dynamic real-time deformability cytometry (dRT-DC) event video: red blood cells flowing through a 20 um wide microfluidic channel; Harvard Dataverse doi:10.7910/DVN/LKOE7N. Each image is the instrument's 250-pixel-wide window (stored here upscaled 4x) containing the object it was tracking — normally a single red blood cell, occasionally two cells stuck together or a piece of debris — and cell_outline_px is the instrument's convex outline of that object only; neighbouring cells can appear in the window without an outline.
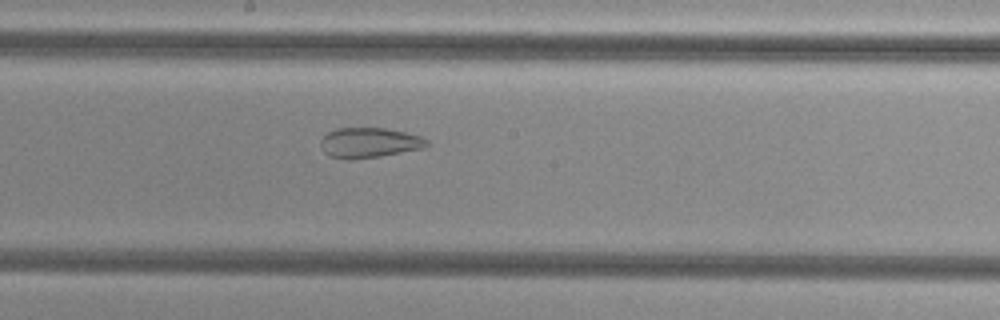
{"species": "common noctule bat (a hibernating species)", "species_latin": "Nyctalus noctula", "temperature_condition": "cold", "stored_images_in_passage": 36, "camera_frame_rate_fps": 3000, "um_per_image_px": 0.085, "animal": {"sex": "female", "body_mass_g": 29.2, "forearm_length_mm": 56.3}, "frame": {"image": 1, "passage_image": 16, "time_ms": 5.0, "image_size_px": [1000, 320], "cell_outline_px": [[428, 144], [424, 148], [380, 156], [348, 160], [328, 156], [324, 152], [320, 144], [320, 140], [328, 132], [336, 128], [384, 128], [404, 132], [420, 136], [428, 140]], "centroid_in_image_um": [31.35, 12.13], "position_along_channel_um": 216.8, "area_um2": 18.61}}
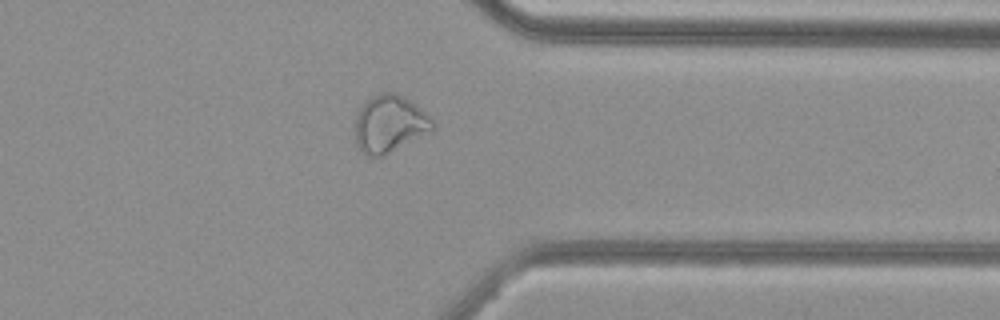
{"frame": {"image": 2, "passage_image": 29, "time_ms": 9.333, "image_size_px": [1000, 320], "cell_outline_px": [[436, 128], [380, 156], [364, 156], [356, 144], [356, 112], [372, 96], [380, 92], [396, 92], [404, 96], [420, 108], [436, 124]], "centroid_in_image_um": [33.09, 10.5], "position_along_channel_um": 378.3, "area_um2": 25.43}}
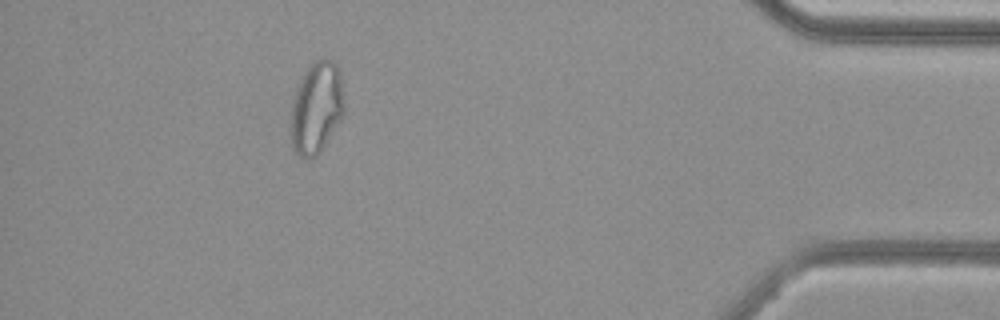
{"frame": {"image": 3, "passage_image": 35, "time_ms": 11.333, "image_size_px": [1000, 320], "cell_outline_px": [[344, 112], [320, 152], [312, 160], [304, 160], [292, 148], [288, 132], [292, 100], [296, 88], [304, 72], [316, 60], [324, 56], [332, 60], [340, 68], [344, 100]], "centroid_in_image_um": [26.86, 9.17], "position_along_channel_um": 408.3, "area_um2": 29.3}}